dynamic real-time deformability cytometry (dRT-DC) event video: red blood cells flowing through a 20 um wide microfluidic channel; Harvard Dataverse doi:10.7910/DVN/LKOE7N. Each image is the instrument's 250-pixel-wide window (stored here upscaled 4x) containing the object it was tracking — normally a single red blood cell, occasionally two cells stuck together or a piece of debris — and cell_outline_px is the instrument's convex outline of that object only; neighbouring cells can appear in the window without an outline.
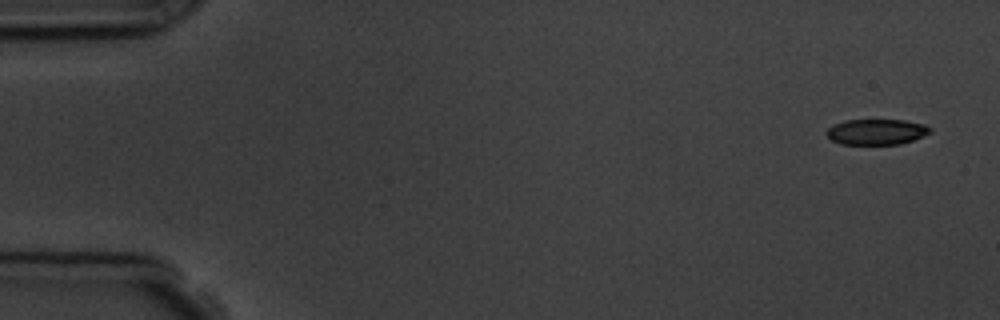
{"species": "common noctule bat (a hibernating species)", "species_latin": "Nyctalus noctula", "temperature_condition": "room temperature", "stored_images_in_passage": 5, "camera_frame_rate_fps": 3000, "um_per_image_px": 0.085, "animal": {"sex": "male", "body_mass_g": 19.5, "forearm_length_mm": 54.6}, "frame": {"image": 1, "passage_image": 1, "time_ms": 0.0, "image_size_px": [1000, 320], "cell_outline_px": [[932, 132], [924, 136], [900, 144], [840, 144], [832, 140], [824, 132], [832, 124], [844, 120], [904, 120], [924, 124], [932, 128]], "centroid_in_image_um": [74.49, 11.2], "position_along_channel_um": 10.5, "area_um2": 15.61}}
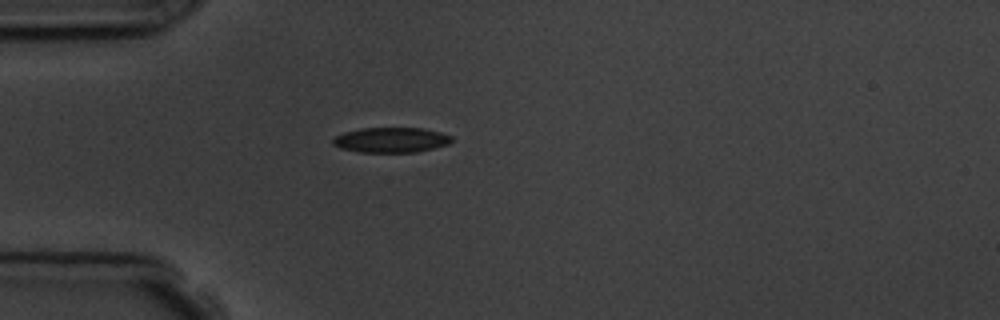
{"frame": {"image": 2, "passage_image": 5, "time_ms": 4.333, "image_size_px": [1000, 320], "cell_outline_px": [[452, 140], [448, 144], [416, 152], [360, 152], [340, 148], [332, 144], [332, 140], [336, 136], [344, 132], [360, 128], [424, 128], [440, 132], [452, 136]], "centroid_in_image_um": [33.22, 11.89], "position_along_channel_um": 51.8, "area_um2": 17.34}}